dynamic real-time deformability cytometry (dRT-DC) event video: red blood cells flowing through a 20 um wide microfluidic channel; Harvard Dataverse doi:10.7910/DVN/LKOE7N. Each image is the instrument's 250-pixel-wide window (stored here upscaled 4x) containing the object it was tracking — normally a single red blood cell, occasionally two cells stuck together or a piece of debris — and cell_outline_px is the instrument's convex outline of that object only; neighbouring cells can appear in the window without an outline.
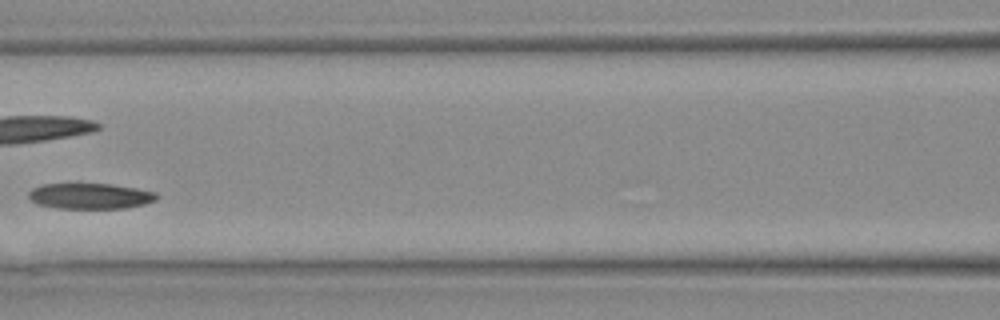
{"species": "Egyptian fruit bat (a non-hibernating species)", "species_latin": "Rousettus aegyptiacus", "temperature_condition": "warm", "stored_images_in_passage": 7, "camera_frame_rate_fps": 3000, "um_per_image_px": 0.085, "animal": {"sex": "female"}, "frame": {"image": 1, "passage_image": 6, "time_ms": 1.667, "image_size_px": [1000, 320], "cell_outline_px": [[160, 196], [156, 200], [144, 204], [128, 208], [56, 208], [36, 204], [28, 196], [28, 192], [32, 188], [44, 184], [108, 184], [136, 188], [156, 192]], "centroid_in_image_um": [7.67, 16.67], "position_along_channel_um": 158.9, "area_um2": 19.19}}